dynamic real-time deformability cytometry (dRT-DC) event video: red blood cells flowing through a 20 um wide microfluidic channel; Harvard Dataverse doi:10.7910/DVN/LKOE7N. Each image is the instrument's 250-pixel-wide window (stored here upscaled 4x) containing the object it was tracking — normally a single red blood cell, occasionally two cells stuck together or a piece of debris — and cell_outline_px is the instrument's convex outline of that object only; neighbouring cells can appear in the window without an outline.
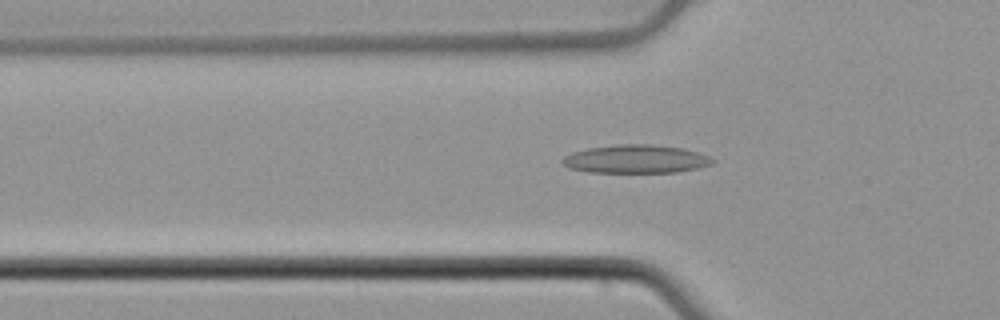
{"species": "common noctule bat (a hibernating species)", "species_latin": "Nyctalus noctula", "temperature_condition": "cold", "stored_images_in_passage": 30, "camera_frame_rate_fps": 3000, "um_per_image_px": 0.085, "animal": {"sex": "male", "body_mass_g": 21.5, "forearm_length_mm": 52.0}, "frame": {"image": 1, "passage_image": 11, "time_ms": 3.333, "image_size_px": [1000, 320], "cell_outline_px": [[716, 160], [712, 164], [696, 168], [676, 172], [588, 172], [568, 168], [564, 164], [564, 156], [572, 152], [588, 148], [620, 144], [652, 144], [680, 148], [696, 152], [708, 156]], "centroid_in_image_um": [54.04, 13.52], "position_along_channel_um": 71.8, "area_um2": 24.51}}
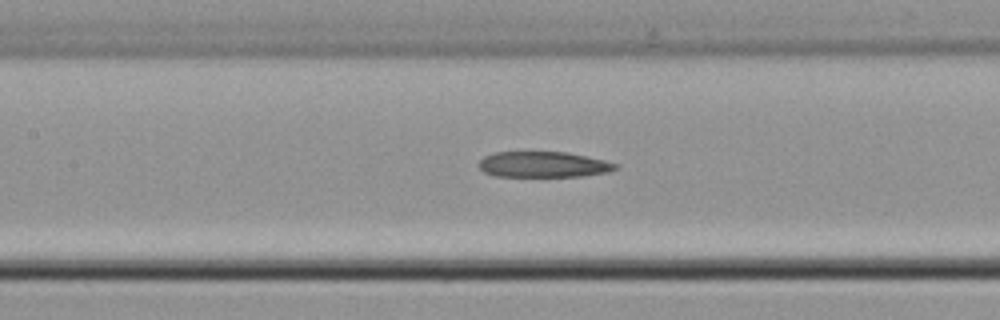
{"frame": {"image": 2, "passage_image": 18, "time_ms": 5.667, "image_size_px": [1000, 320], "cell_outline_px": [[620, 164], [616, 168], [608, 172], [584, 176], [492, 176], [484, 172], [480, 168], [480, 160], [484, 156], [492, 152], [568, 152], [604, 160]], "centroid_in_image_um": [46.19, 13.98], "position_along_channel_um": 161.2, "area_um2": 20.52}}
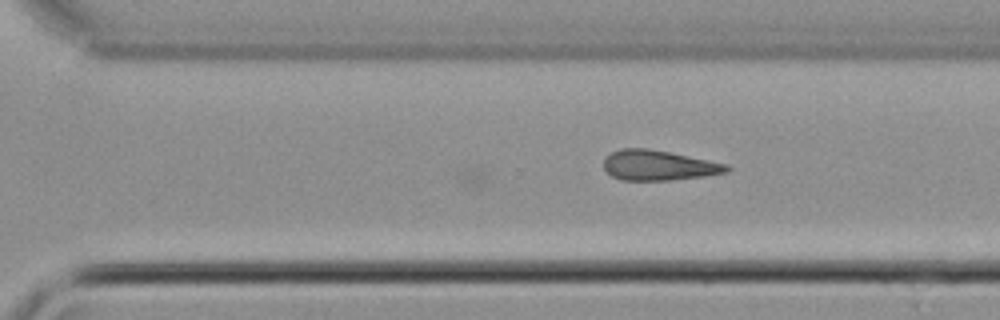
{"frame": {"image": 3, "passage_image": 30, "time_ms": 9.667, "image_size_px": [1000, 320], "cell_outline_px": [[732, 168], [728, 172], [704, 176], [672, 180], [620, 180], [612, 176], [604, 168], [604, 156], [620, 148], [648, 148], [728, 164]], "centroid_in_image_um": [55.97, 14.05], "position_along_channel_um": 314.6, "area_um2": 21.62}}